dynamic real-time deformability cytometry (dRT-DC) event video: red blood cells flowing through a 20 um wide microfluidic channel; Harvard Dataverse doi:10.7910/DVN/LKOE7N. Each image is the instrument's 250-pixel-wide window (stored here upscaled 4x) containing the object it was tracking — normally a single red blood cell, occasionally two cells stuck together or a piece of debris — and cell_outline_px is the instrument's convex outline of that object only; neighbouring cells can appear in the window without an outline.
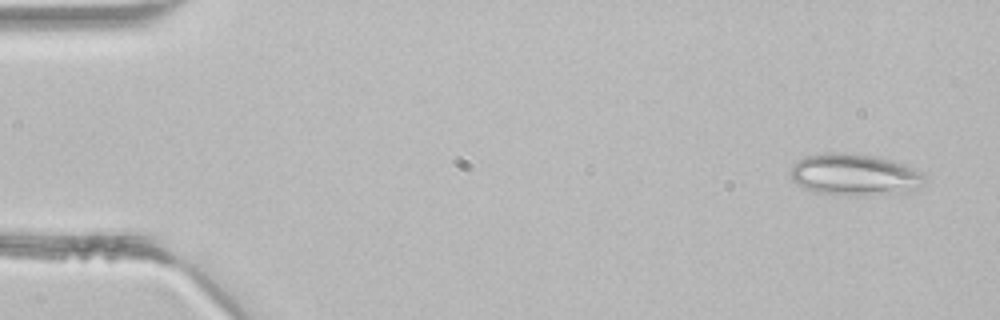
{"species": "common noctule bat (a hibernating species)", "species_latin": "Nyctalus noctula", "temperature_condition": "room temperature", "stored_images_in_passage": 4, "camera_frame_rate_fps": 3000, "um_per_image_px": 0.085, "animal": {"sex": "male", "body_mass_g": 21.5, "forearm_length_mm": 52.0}, "frame": {"image": 1, "passage_image": 1, "time_ms": 0.0, "image_size_px": [1000, 320], "cell_outline_px": [[924, 180], [920, 184], [908, 192], [856, 196], [816, 192], [804, 188], [792, 180], [792, 164], [804, 156], [824, 152], [840, 152], [876, 156], [892, 160], [904, 164], [920, 172], [924, 176]], "centroid_in_image_um": [72.6, 14.84], "position_along_channel_um": 12.4, "area_um2": 32.43}}